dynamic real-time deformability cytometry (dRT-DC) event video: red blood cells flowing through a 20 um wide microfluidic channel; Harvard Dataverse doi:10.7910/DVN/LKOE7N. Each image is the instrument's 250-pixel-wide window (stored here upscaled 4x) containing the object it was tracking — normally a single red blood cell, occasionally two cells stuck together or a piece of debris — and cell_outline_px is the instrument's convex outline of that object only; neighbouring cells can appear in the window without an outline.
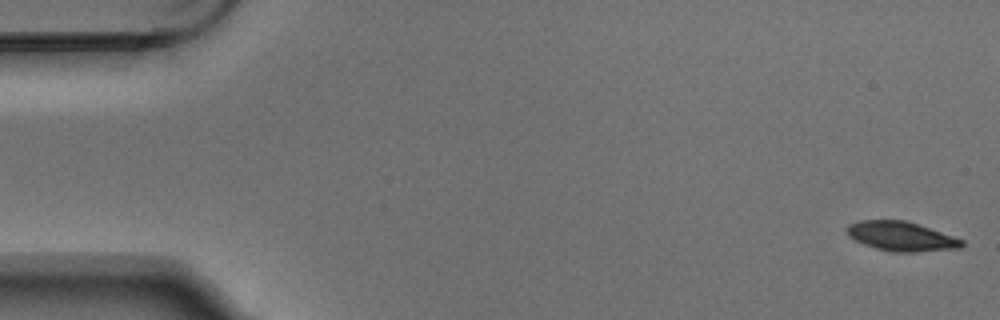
{"species": "Egyptian fruit bat (a non-hibernating species)", "species_latin": "Rousettus aegyptiacus", "temperature_condition": "warm", "stored_images_in_passage": 5, "camera_frame_rate_fps": 3000, "um_per_image_px": 0.085, "animal": {"sex": "male"}, "frame": {"image": 1, "passage_image": 1, "time_ms": 0.0, "image_size_px": [1000, 320], "cell_outline_px": [[964, 244], [960, 248], [916, 252], [896, 252], [876, 248], [864, 244], [848, 236], [844, 232], [844, 228], [848, 224], [860, 220], [904, 220], [920, 224], [964, 240]], "centroid_in_image_um": [76.58, 20.07], "position_along_channel_um": 8.4, "area_um2": 19.83}}
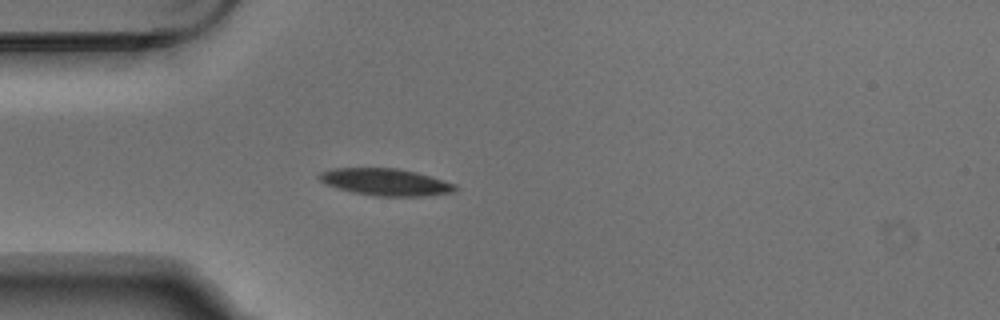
{"frame": {"image": 2, "passage_image": 5, "time_ms": 1.333, "image_size_px": [1000, 320], "cell_outline_px": [[456, 188], [452, 192], [420, 196], [372, 196], [352, 192], [324, 184], [316, 176], [320, 172], [332, 168], [396, 168], [416, 172], [456, 184]], "centroid_in_image_um": [32.7, 15.47], "position_along_channel_um": 52.3, "area_um2": 21.33}}